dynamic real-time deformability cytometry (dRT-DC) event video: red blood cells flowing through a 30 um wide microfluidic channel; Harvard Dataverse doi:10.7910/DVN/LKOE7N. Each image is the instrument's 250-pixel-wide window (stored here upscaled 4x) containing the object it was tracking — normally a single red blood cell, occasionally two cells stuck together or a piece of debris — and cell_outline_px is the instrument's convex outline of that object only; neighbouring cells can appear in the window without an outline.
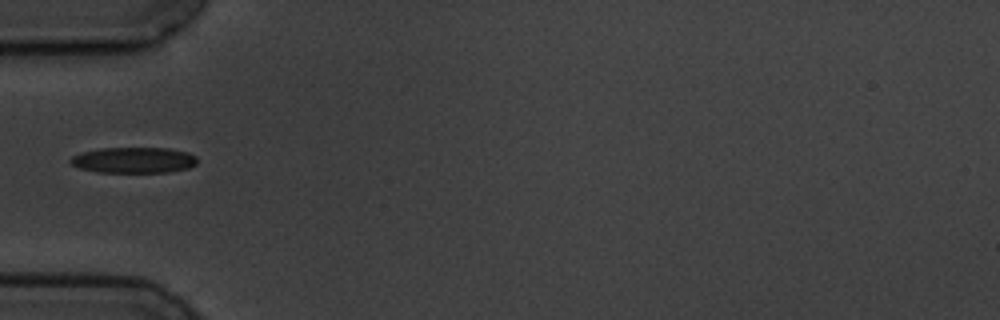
{"species": "common noctule bat (a hibernating species)", "species_latin": "Nyctalus noctula", "temperature_condition": "cold", "stored_images_in_passage": 1, "camera_frame_rate_fps": 3000, "um_per_image_px": 0.085, "animal": {"sex": "male", "body_mass_g": 19.5, "forearm_length_mm": 54.6}, "frame": {"image": 1, "passage_image": 1, "time_ms": 0.0, "image_size_px": [1000, 320], "cell_outline_px": [[196, 164], [188, 168], [168, 172], [96, 172], [80, 168], [72, 164], [68, 160], [72, 156], [84, 152], [104, 148], [168, 148], [188, 152], [196, 156]], "centroid_in_image_um": [11.38, 13.61], "position_along_channel_um": 73.6, "area_um2": 18.96}}